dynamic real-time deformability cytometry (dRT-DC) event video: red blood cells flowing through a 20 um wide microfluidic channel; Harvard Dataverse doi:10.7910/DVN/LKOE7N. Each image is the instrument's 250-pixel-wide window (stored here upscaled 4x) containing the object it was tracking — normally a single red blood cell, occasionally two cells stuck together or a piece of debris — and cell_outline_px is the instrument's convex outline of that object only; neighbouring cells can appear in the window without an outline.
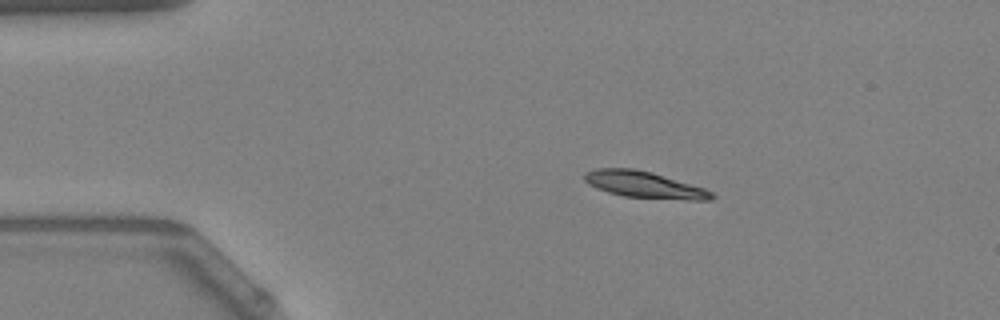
{"species": "Egyptian fruit bat (a non-hibernating species)", "species_latin": "Rousettus aegyptiacus", "temperature_condition": "warm", "stored_images_in_passage": 44, "camera_frame_rate_fps": 3000, "um_per_image_px": 0.085, "animal": {"sex": "female"}, "frame": {"image": 1, "passage_image": 1, "time_ms": 0.0, "image_size_px": [1000, 320], "cell_outline_px": [[716, 196], [712, 200], [688, 200], [624, 196], [608, 192], [596, 188], [588, 184], [584, 180], [584, 172], [596, 168], [632, 168], [652, 172], [704, 188], [712, 192]], "centroid_in_image_um": [54.75, 15.69], "position_along_channel_um": 30.2, "area_um2": 19.65}}
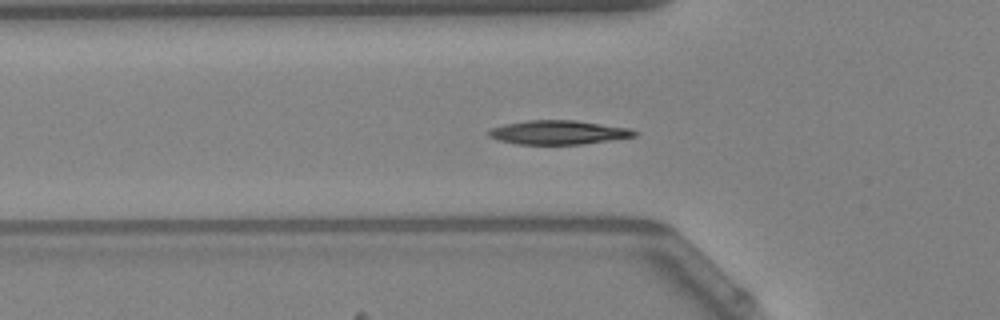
{"frame": {"image": 2, "passage_image": 9, "time_ms": 2.667, "image_size_px": [1000, 320], "cell_outline_px": [[640, 132], [636, 136], [584, 144], [516, 144], [500, 140], [488, 136], [488, 132], [492, 128], [504, 124], [528, 120], [576, 120], [632, 128]], "centroid_in_image_um": [47.52, 11.25], "position_along_channel_um": 78.3, "area_um2": 20.46}}
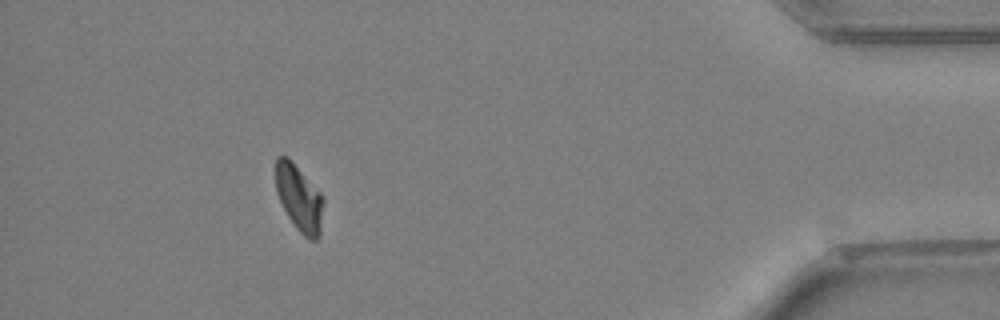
{"frame": {"image": 3, "passage_image": 39, "time_ms": 12.667, "image_size_px": [1000, 320], "cell_outline_px": [[324, 200], [320, 236], [316, 240], [308, 240], [296, 228], [288, 216], [276, 192], [276, 156], [288, 156], [320, 192]], "centroid_in_image_um": [25.44, 16.84], "position_along_channel_um": 409.8, "area_um2": 18.44}, "authors_computed_cell_mechanics": {"area_um2": 19.5653, "velocity_mm_per_s": 3.8698, "shape_relaxation_time_tau1_ms": 3.7373, "shape_relaxation_time_tau2_ms": 6.1092, "deformation_change_tau1": 0.1361, "deformation_change_tau2": 0.0817}}